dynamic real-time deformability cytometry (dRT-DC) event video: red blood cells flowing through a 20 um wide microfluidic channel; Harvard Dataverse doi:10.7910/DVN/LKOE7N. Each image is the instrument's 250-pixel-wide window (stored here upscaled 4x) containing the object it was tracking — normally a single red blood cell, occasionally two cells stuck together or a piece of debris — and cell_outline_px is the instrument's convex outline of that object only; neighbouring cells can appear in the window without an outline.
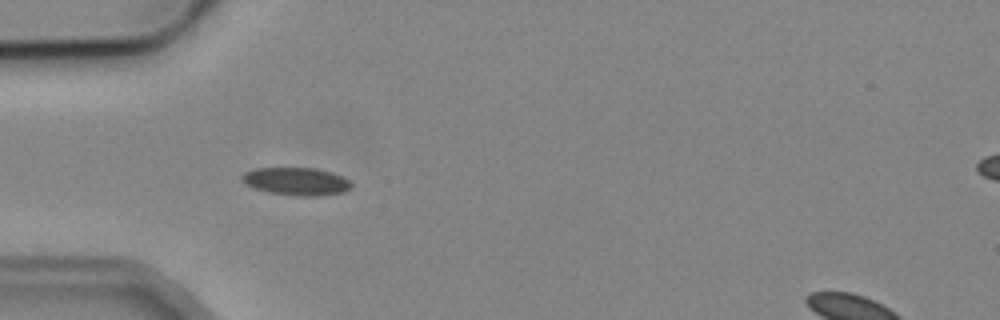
{"species": "common noctule bat (a hibernating species)", "species_latin": "Nyctalus noctula", "temperature_condition": "cold", "stored_images_in_passage": 5, "camera_frame_rate_fps": 3000, "um_per_image_px": 0.085, "animal": {"sex": "male", "body_mass_g": 19.2, "forearm_length_mm": 51.8}, "frame": {"image": 1, "passage_image": 4, "time_ms": 3.667, "image_size_px": [1000, 320], "cell_outline_px": [[352, 188], [344, 192], [316, 196], [300, 196], [268, 192], [256, 188], [240, 180], [240, 176], [244, 172], [252, 168], [316, 168], [332, 172], [348, 180], [352, 184]], "centroid_in_image_um": [25.18, 15.41], "position_along_channel_um": 59.8, "area_um2": 17.69}}